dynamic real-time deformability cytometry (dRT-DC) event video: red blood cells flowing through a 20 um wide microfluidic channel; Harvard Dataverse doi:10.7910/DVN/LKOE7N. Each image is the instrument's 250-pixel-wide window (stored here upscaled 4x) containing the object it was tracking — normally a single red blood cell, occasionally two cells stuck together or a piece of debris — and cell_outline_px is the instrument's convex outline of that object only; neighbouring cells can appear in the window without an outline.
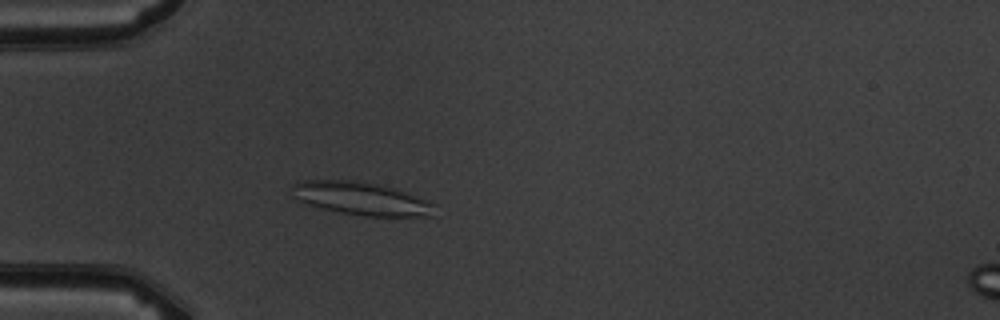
{"species": "common noctule bat (a hibernating species)", "species_latin": "Nyctalus noctula", "temperature_condition": "warm", "stored_images_in_passage": 4, "camera_frame_rate_fps": 3000, "um_per_image_px": 0.085, "animal": {"sex": "male", "body_mass_g": 19.5, "forearm_length_mm": 54.6}, "frame": {"image": 1, "passage_image": 4, "time_ms": 4.333, "image_size_px": [1000, 320], "cell_outline_px": [[436, 204], [432, 216], [360, 216], [340, 212], [304, 204], [296, 200], [292, 196], [292, 184], [304, 180], [356, 180], [376, 184], [392, 188], [404, 192]], "centroid_in_image_um": [30.63, 16.88], "position_along_channel_um": 54.4, "area_um2": 27.4}}